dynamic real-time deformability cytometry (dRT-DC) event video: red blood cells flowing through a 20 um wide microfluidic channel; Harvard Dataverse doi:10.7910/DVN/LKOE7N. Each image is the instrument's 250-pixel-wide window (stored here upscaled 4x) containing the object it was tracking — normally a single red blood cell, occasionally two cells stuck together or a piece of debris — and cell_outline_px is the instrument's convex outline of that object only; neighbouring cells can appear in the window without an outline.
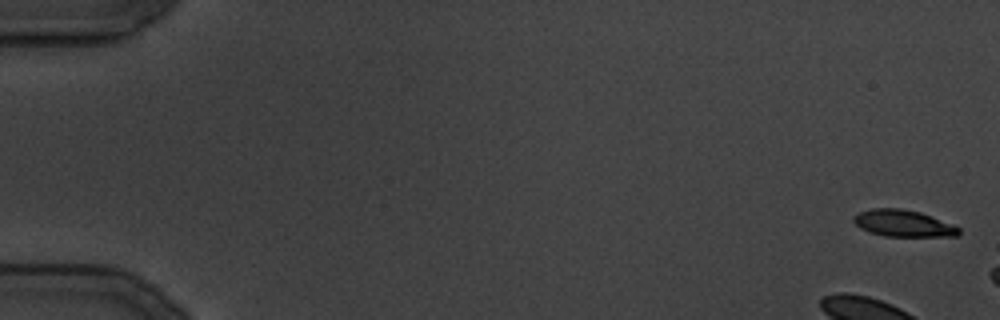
{"species": "common noctule bat (a hibernating species)", "species_latin": "Nyctalus noctula", "temperature_condition": "cold", "stored_images_in_passage": 8, "camera_frame_rate_fps": 3000, "um_per_image_px": 0.085, "animal": {"sex": "male", "body_mass_g": 19.5, "forearm_length_mm": 54.6}, "frame": {"image": 1, "passage_image": 1, "time_ms": 0.0, "image_size_px": [1000, 320], "cell_outline_px": [[960, 236], [884, 236], [868, 232], [860, 228], [852, 220], [852, 216], [860, 212], [872, 208], [900, 208], [920, 212], [952, 224], [960, 228]], "centroid_in_image_um": [76.76, 18.98], "position_along_channel_um": 8.2, "area_um2": 16.42}}